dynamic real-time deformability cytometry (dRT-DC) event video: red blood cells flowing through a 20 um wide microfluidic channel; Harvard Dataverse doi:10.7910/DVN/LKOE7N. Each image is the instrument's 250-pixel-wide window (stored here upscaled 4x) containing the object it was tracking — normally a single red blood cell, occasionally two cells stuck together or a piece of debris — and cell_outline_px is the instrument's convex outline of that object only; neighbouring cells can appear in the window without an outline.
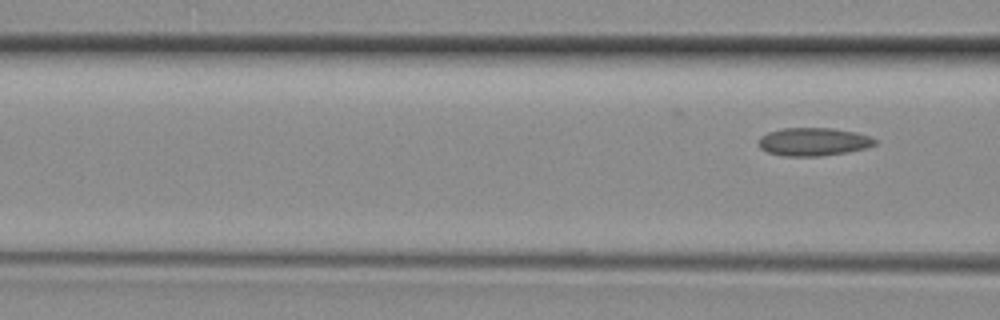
{"species": "common noctule bat (a hibernating species)", "species_latin": "Nyctalus noctula", "temperature_condition": "room temperature", "stored_images_in_passage": 6, "camera_frame_rate_fps": 3000, "um_per_image_px": 0.085, "animal": {"sex": "female", "body_mass_g": 29.2, "forearm_length_mm": 56.3}, "frame": {"image": 1, "passage_image": 6, "time_ms": 1.667, "image_size_px": [1000, 320], "cell_outline_px": [[876, 144], [864, 148], [848, 152], [820, 156], [784, 156], [768, 152], [760, 148], [760, 136], [768, 132], [784, 128], [832, 128], [856, 132], [868, 136], [876, 140]], "centroid_in_image_um": [69.14, 12.05], "position_along_channel_um": 97.5, "area_um2": 18.9}}